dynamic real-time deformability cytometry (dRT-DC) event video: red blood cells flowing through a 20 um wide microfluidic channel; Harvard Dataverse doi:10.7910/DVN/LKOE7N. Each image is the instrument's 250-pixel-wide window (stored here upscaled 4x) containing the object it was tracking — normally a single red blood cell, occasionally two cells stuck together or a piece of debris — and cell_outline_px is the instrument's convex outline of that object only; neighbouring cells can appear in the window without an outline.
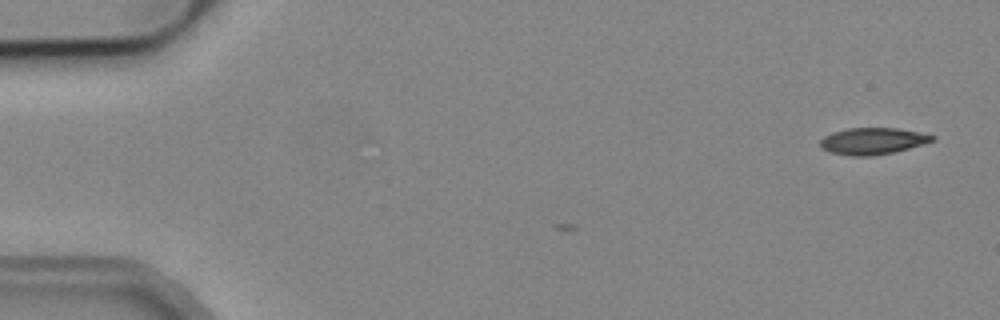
{"species": "common noctule bat (a hibernating species)", "species_latin": "Nyctalus noctula", "temperature_condition": "cold", "stored_images_in_passage": 4, "camera_frame_rate_fps": 3000, "um_per_image_px": 0.085, "animal": {"sex": "male", "body_mass_g": 19.2, "forearm_length_mm": 51.8}, "frame": {"image": 1, "passage_image": 4, "time_ms": 1.0, "image_size_px": [1000, 320], "cell_outline_px": [[936, 140], [896, 152], [872, 156], [852, 156], [828, 152], [820, 148], [820, 140], [824, 136], [832, 132], [848, 128], [896, 128], [920, 132], [936, 136]], "centroid_in_image_um": [74.17, 11.99], "position_along_channel_um": 10.8, "area_um2": 17.63}}